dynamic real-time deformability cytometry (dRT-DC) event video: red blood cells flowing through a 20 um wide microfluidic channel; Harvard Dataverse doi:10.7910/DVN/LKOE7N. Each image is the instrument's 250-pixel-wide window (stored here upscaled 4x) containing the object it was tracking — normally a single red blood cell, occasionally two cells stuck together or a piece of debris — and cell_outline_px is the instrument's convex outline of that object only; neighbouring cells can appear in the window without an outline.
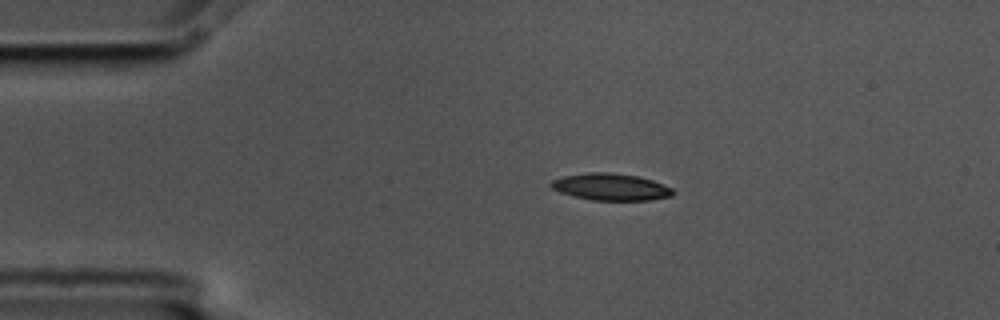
{"species": "common noctule bat (a hibernating species)", "species_latin": "Nyctalus noctula", "temperature_condition": "cold", "stored_images_in_passage": 4, "camera_frame_rate_fps": 3000, "um_per_image_px": 0.085, "animal": {"sex": "male", "body_mass_g": 17.5, "forearm_length_mm": 52.3}, "frame": {"image": 1, "passage_image": 3, "time_ms": 0.667, "image_size_px": [1000, 320], "cell_outline_px": [[676, 192], [672, 196], [648, 200], [592, 200], [572, 196], [560, 192], [552, 188], [548, 184], [552, 180], [564, 176], [588, 172], [612, 172], [636, 176], [652, 180], [672, 188]], "centroid_in_image_um": [51.9, 15.89], "position_along_channel_um": 33.1, "area_um2": 19.13}}